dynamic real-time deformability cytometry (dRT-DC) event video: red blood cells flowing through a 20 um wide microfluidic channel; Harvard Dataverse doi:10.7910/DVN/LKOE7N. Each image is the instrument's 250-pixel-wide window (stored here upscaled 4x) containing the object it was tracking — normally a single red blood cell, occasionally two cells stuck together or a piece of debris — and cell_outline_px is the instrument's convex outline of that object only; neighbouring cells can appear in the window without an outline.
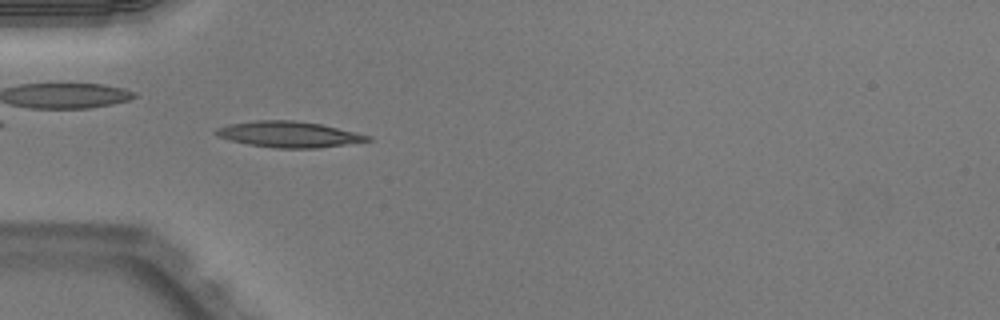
{"species": "Egyptian fruit bat (a non-hibernating species)", "species_latin": "Rousettus aegyptiacus", "temperature_condition": "warm", "stored_images_in_passage": 32, "camera_frame_rate_fps": 3000, "um_per_image_px": 0.085, "animal": {"sex": "male"}, "frame": {"image": 1, "passage_image": 1, "time_ms": 0.0, "image_size_px": [1000, 320], "cell_outline_px": [[372, 140], [316, 148], [272, 148], [248, 144], [216, 136], [212, 132], [216, 128], [228, 124], [256, 120], [292, 120], [320, 124], [372, 136]], "centroid_in_image_um": [24.49, 11.41], "position_along_channel_um": 60.5, "area_um2": 22.77}}
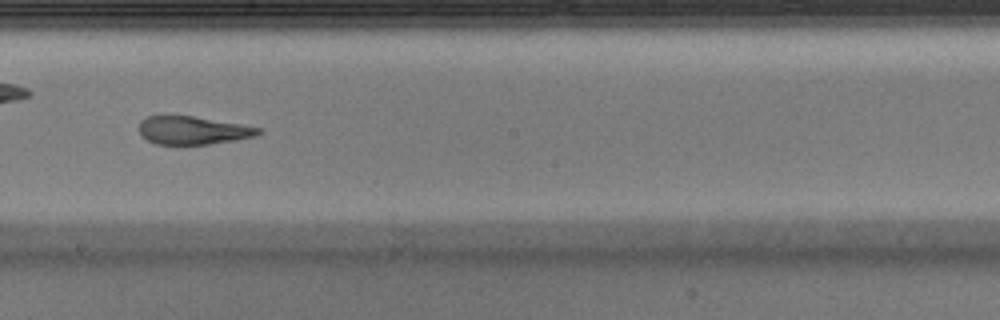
{"frame": {"image": 2, "passage_image": 14, "time_ms": 4.333, "image_size_px": [1000, 320], "cell_outline_px": [[264, 132], [256, 136], [236, 140], [208, 144], [156, 144], [140, 136], [140, 120], [148, 116], [160, 112], [192, 116], [264, 128]], "centroid_in_image_um": [16.37, 11.04], "position_along_channel_um": 231.8, "area_um2": 20.17}, "authors_computed_cell_mechanics": {"area_um2": 20.8947, "velocity_mm_per_s": 4.0343, "shape_relaxation_time_tau1_ms": null, "shape_relaxation_time_tau2_ms": 1.7871, "deformation_change_tau1": null, "deformation_change_tau2": 0.1087}}